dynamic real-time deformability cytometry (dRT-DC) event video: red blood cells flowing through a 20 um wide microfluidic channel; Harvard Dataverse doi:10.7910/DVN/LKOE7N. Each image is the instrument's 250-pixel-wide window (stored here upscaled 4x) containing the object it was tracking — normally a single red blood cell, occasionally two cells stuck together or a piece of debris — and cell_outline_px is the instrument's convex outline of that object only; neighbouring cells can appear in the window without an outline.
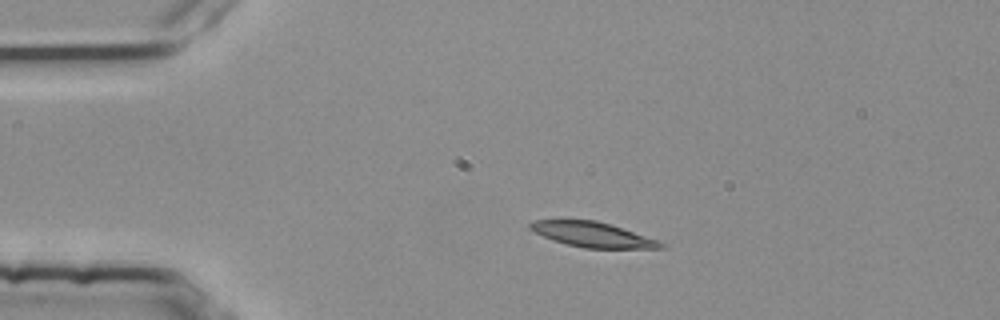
{"species": "common noctule bat (a hibernating species)", "species_latin": "Nyctalus noctula", "temperature_condition": "room temperature", "stored_images_in_passage": 3, "camera_frame_rate_fps": 3000, "um_per_image_px": 0.085, "animal": {"sex": "female", "body_mass_g": 25.1}, "frame": {"image": 1, "passage_image": 2, "time_ms": 0.333, "image_size_px": [1000, 320], "cell_outline_px": [[668, 244], [664, 248], [584, 248], [568, 244], [544, 236], [528, 228], [528, 224], [536, 220], [596, 220], [612, 224], [660, 240]], "centroid_in_image_um": [50.47, 19.93], "position_along_channel_um": 34.5, "area_um2": 19.02}}